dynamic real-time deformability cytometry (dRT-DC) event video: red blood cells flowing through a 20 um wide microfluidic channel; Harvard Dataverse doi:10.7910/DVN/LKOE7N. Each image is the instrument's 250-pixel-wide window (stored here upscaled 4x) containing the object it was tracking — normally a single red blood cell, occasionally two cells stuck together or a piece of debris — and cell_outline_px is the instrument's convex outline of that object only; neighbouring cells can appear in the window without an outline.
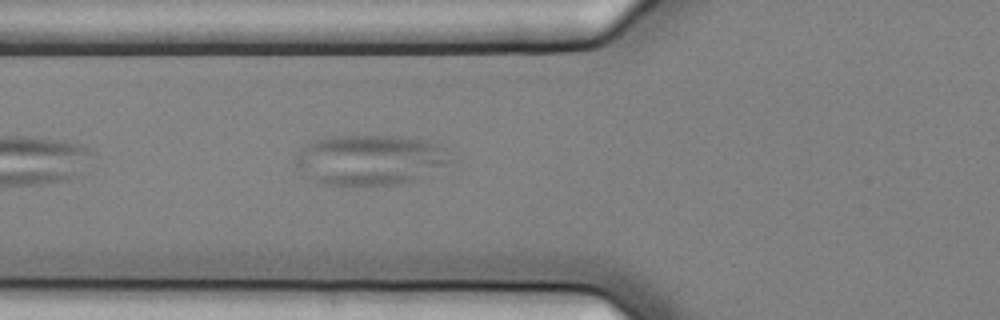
{"species": "common noctule bat (a hibernating species)", "species_latin": "Nyctalus noctula", "temperature_condition": "cold", "stored_images_in_passage": 5, "camera_frame_rate_fps": 3000, "um_per_image_px": 0.085, "animal": {"sex": "female", "body_mass_g": 25.1}, "frame": {"image": 1, "passage_image": 5, "time_ms": 1.333, "image_size_px": [1000, 320], "cell_outline_px": [[456, 160], [452, 164], [420, 180], [396, 184], [324, 184], [300, 176], [296, 164], [296, 156], [308, 144], [332, 136], [392, 136], [424, 140], [436, 144], [444, 148]], "centroid_in_image_um": [31.54, 13.61], "position_along_channel_um": 94.3, "area_um2": 45.6}}